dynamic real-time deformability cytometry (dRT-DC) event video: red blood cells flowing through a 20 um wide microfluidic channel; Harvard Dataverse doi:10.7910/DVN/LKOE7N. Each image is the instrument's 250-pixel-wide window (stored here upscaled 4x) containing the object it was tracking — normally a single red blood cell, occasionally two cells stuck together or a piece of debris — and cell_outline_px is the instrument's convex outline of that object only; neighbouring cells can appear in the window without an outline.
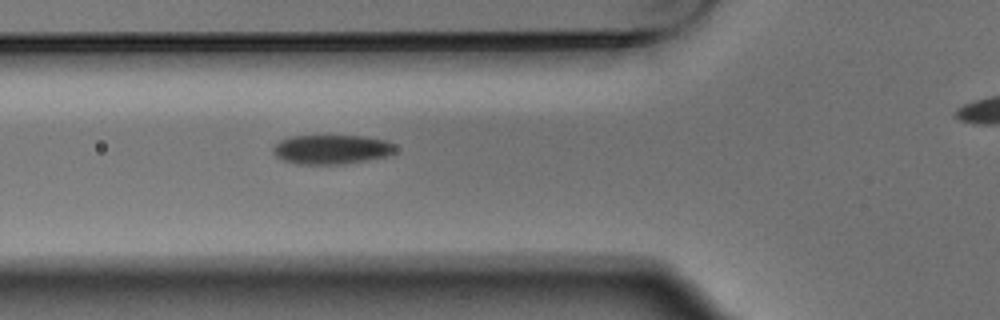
{"species": "Egyptian fruit bat (a non-hibernating species)", "species_latin": "Rousettus aegyptiacus", "temperature_condition": "warm", "stored_images_in_passage": 3, "camera_frame_rate_fps": 3000, "um_per_image_px": 0.085, "animal": {"sex": "male"}, "frame": {"image": 1, "passage_image": 2, "time_ms": 0.333, "image_size_px": [1000, 320], "cell_outline_px": [[396, 148], [392, 156], [340, 164], [296, 164], [284, 160], [276, 156], [272, 152], [272, 148], [280, 140], [292, 136], [364, 136], [384, 140], [392, 144]], "centroid_in_image_um": [28.18, 12.7], "position_along_channel_um": 97.6, "area_um2": 20.87}}